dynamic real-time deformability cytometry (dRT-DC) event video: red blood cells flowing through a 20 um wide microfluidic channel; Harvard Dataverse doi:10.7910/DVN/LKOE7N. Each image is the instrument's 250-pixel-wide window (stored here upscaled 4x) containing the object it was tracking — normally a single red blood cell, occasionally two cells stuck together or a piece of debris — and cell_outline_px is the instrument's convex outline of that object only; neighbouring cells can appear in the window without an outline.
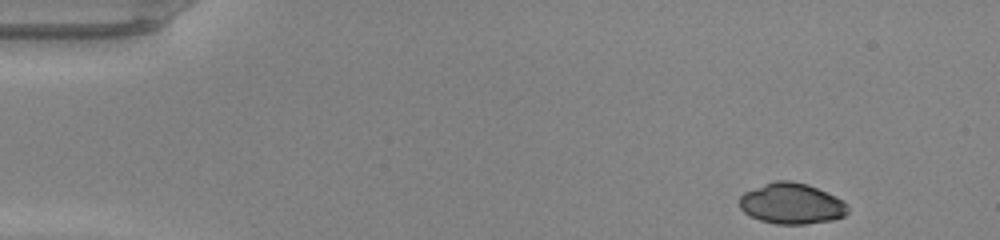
{"species": "common noctule bat (a hibernating species)", "species_latin": "Nyctalus noctula", "temperature_condition": "warm", "stored_images_in_passage": 44, "camera_frame_rate_fps": 3000, "um_per_image_px": 0.085, "animal": {"sex": "male", "body_mass_g": 20.0, "forearm_length_mm": 53.3}, "frame": {"image": 1, "passage_image": 1, "time_ms": 0.0, "image_size_px": [1000, 240], "cell_outline_px": [[848, 212], [844, 216], [832, 220], [804, 224], [776, 224], [760, 220], [748, 216], [740, 208], [740, 196], [744, 192], [764, 184], [776, 180], [788, 180], [808, 184], [836, 196], [848, 204]], "centroid_in_image_um": [67.29, 17.31], "position_along_channel_um": 17.7, "area_um2": 25.89}}
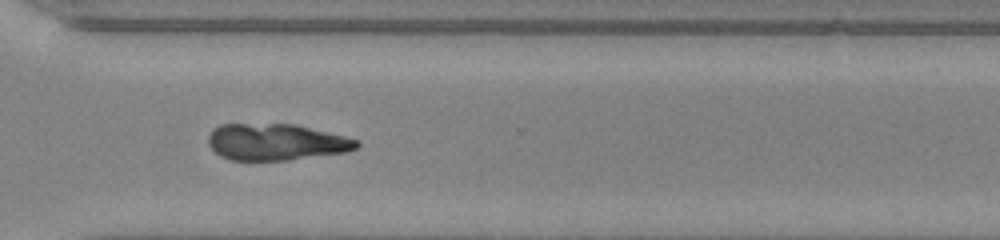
{"frame": {"image": 2, "passage_image": 32, "time_ms": 10.333, "image_size_px": [1000, 240], "cell_outline_px": [[360, 144], [356, 148], [348, 152], [288, 160], [232, 160], [220, 156], [208, 144], [208, 136], [212, 128], [220, 124], [296, 124], [360, 140]], "centroid_in_image_um": [23.47, 12.07], "position_along_channel_um": 347.1, "area_um2": 31.73}}
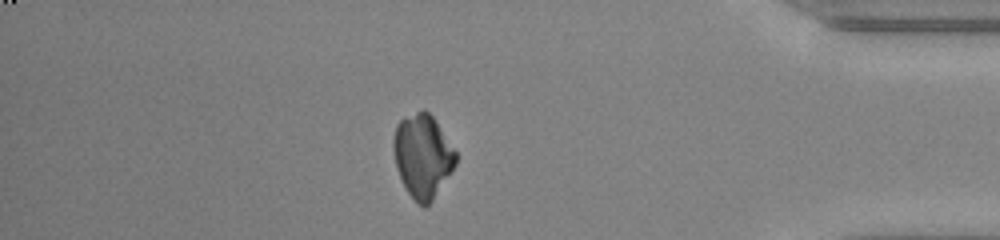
{"frame": {"image": 3, "passage_image": 38, "time_ms": 12.333, "image_size_px": [1000, 240], "cell_outline_px": [[456, 164], [432, 200], [424, 208], [416, 204], [400, 180], [396, 168], [392, 148], [392, 140], [396, 124], [404, 116], [424, 108], [432, 116], [456, 152]], "centroid_in_image_um": [35.87, 13.25], "position_along_channel_um": 399.3, "area_um2": 30.4}}